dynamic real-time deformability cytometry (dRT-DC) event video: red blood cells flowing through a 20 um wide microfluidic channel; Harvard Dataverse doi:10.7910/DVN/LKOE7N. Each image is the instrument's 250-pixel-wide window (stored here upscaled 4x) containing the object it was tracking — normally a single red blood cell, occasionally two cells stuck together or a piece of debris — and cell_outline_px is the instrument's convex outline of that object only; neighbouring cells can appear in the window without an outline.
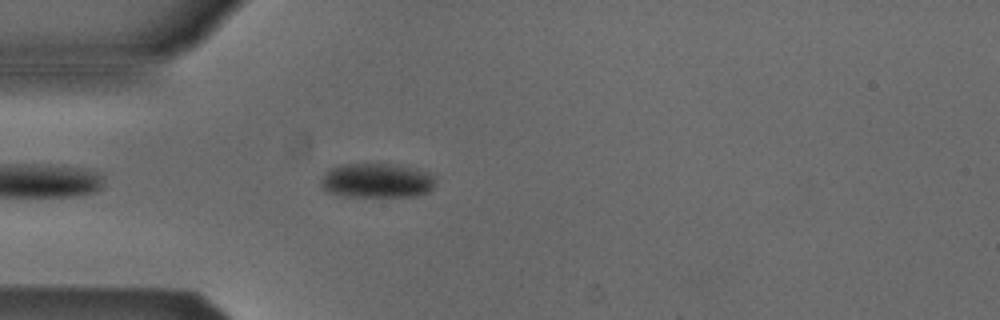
{"species": "Egyptian fruit bat (a non-hibernating species)", "species_latin": "Rousettus aegyptiacus", "temperature_condition": "cold", "stored_images_in_passage": 42, "camera_frame_rate_fps": 3000, "um_per_image_px": 0.085, "animal": {"sex": "male"}, "frame": {"image": 1, "passage_image": 4, "time_ms": 1.0, "image_size_px": [1000, 320], "cell_outline_px": [[436, 180], [432, 188], [424, 192], [412, 196], [344, 196], [328, 192], [320, 184], [320, 180], [324, 172], [328, 168], [340, 164], [400, 164], [416, 168], [428, 172]], "centroid_in_image_um": [31.98, 15.32], "position_along_channel_um": 53.0, "area_um2": 23.12}}
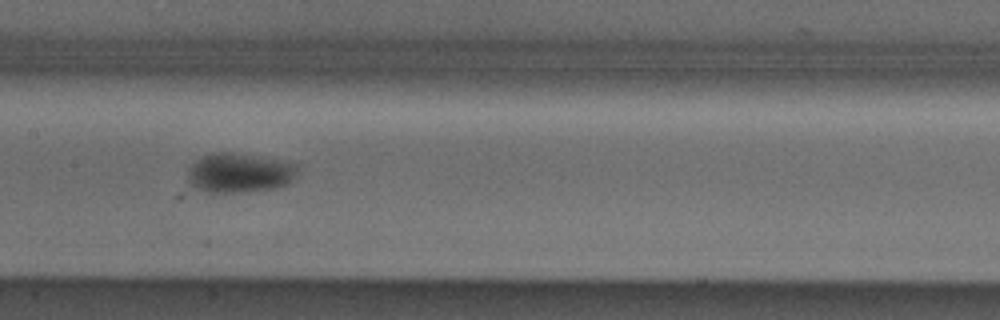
{"frame": {"image": 2, "passage_image": 15, "time_ms": 4.667, "image_size_px": [1000, 320], "cell_outline_px": [[296, 168], [292, 180], [288, 184], [276, 188], [240, 192], [208, 192], [196, 188], [188, 180], [188, 168], [196, 160], [204, 156], [216, 152], [232, 152], [288, 160], [296, 164]], "centroid_in_image_um": [20.37, 14.68], "position_along_channel_um": 187.0, "area_um2": 25.32}}
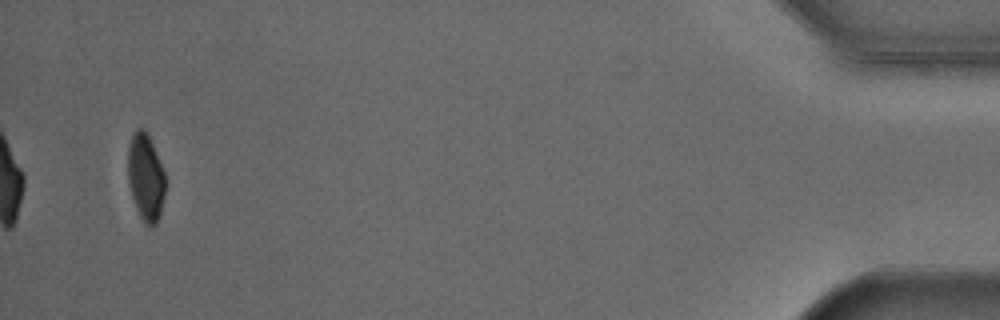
{"frame": {"image": 3, "passage_image": 40, "time_ms": 13.0, "image_size_px": [1000, 320], "cell_outline_px": [[164, 196], [160, 216], [156, 224], [152, 228], [144, 224], [136, 208], [132, 196], [128, 180], [128, 148], [132, 136], [136, 128], [144, 128], [148, 132], [164, 172]], "centroid_in_image_um": [12.38, 15.08], "position_along_channel_um": 422.8, "area_um2": 19.02}, "authors_computed_cell_mechanics": {"area_um2": 23.2645, "velocity_mm_per_s": 3.8643, "shape_relaxation_time_tau1_ms": 1.8547, "shape_relaxation_time_tau2_ms": null, "deformation_change_tau1": 0.0771, "deformation_change_tau2": null}}